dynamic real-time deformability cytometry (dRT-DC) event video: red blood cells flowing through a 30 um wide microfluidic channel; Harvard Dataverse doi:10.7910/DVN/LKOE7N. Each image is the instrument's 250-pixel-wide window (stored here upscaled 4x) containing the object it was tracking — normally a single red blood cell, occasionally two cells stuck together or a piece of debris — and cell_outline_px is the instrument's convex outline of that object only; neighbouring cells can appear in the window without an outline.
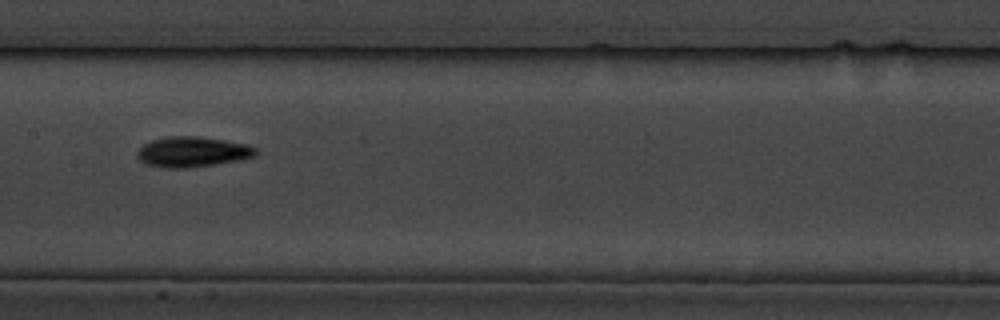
{"species": "common noctule bat (a hibernating species)", "species_latin": "Nyctalus noctula", "temperature_condition": "cold", "stored_images_in_passage": 13, "camera_frame_rate_fps": 3000, "um_per_image_px": 0.085, "animal": {"sex": "male", "body_mass_g": 19.5, "forearm_length_mm": 54.6}, "frame": {"image": 1, "passage_image": 8, "time_ms": 9.0, "image_size_px": [1000, 320], "cell_outline_px": [[256, 156], [240, 160], [216, 164], [184, 168], [164, 168], [148, 164], [140, 160], [136, 156], [136, 152], [144, 144], [152, 140], [168, 136], [196, 136], [224, 140], [248, 144], [256, 148]], "centroid_in_image_um": [16.36, 12.91], "position_along_channel_um": 191.0, "area_um2": 20.92}}
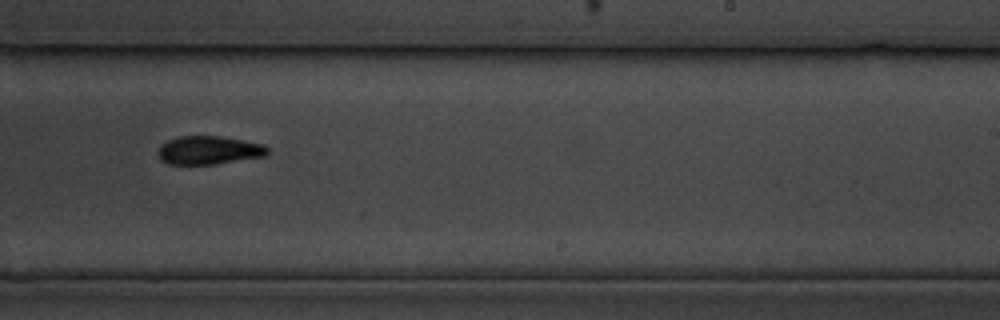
{"frame": {"image": 2, "passage_image": 10, "time_ms": 11.333, "image_size_px": [1000, 320], "cell_outline_px": [[268, 156], [216, 164], [168, 164], [160, 160], [156, 152], [160, 144], [168, 140], [180, 136], [220, 136], [244, 140], [264, 144], [268, 148]], "centroid_in_image_um": [17.75, 12.77], "position_along_channel_um": 271.3, "area_um2": 18.44}}
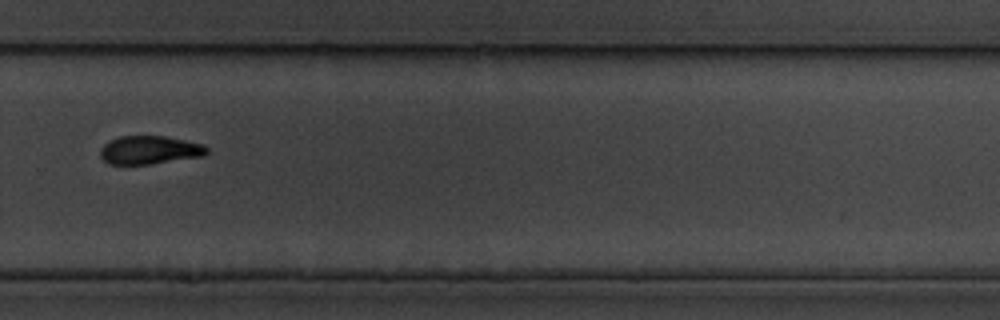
{"frame": {"image": 3, "passage_image": 11, "time_ms": 12.667, "image_size_px": [1000, 320], "cell_outline_px": [[208, 152], [204, 156], [152, 164], [108, 164], [100, 156], [100, 148], [108, 140], [120, 136], [164, 136], [204, 144], [208, 148]], "centroid_in_image_um": [12.71, 12.75], "position_along_channel_um": 317.1, "area_um2": 17.74}, "authors_computed_cell_mechanics": {"area_um2": 18.6694, "velocity_mm_per_s": 3.4558, "shape_relaxation_time_tau1_ms": 2.0785, "shape_relaxation_time_tau2_ms": 4.5828, "deformation_change_tau1": 0.1062, "deformation_change_tau2": 0.1055}}